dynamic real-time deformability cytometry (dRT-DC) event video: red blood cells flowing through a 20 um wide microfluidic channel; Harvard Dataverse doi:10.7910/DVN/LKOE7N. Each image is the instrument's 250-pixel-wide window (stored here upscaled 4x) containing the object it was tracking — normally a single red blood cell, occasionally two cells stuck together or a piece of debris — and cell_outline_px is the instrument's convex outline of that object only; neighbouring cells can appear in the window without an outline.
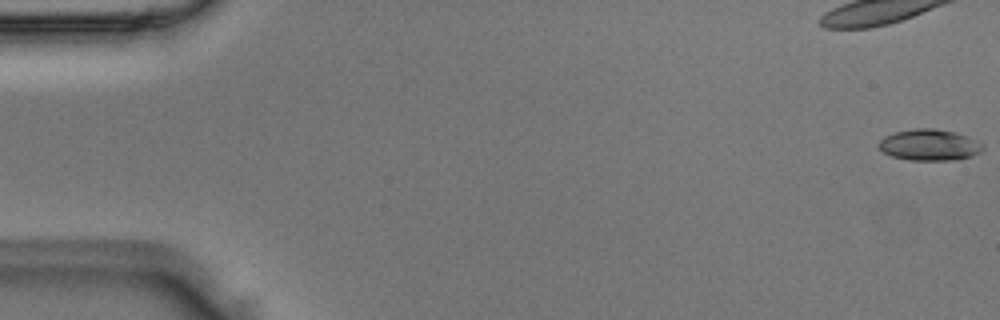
{"species": "Egyptian fruit bat (a non-hibernating species)", "species_latin": "Rousettus aegyptiacus", "temperature_condition": "room temperature", "stored_images_in_passage": 49, "camera_frame_rate_fps": 3000, "um_per_image_px": 0.085, "animal": {"sex": "male"}, "frame": {"image": 1, "passage_image": 1, "time_ms": 0.0, "image_size_px": [1000, 320], "cell_outline_px": [[984, 148], [980, 152], [972, 156], [960, 160], [908, 160], [892, 156], [884, 152], [876, 144], [884, 136], [896, 132], [916, 128], [936, 128], [956, 132], [968, 136], [984, 144]], "centroid_in_image_um": [79.03, 12.32], "position_along_channel_um": 6.0, "area_um2": 19.19}}